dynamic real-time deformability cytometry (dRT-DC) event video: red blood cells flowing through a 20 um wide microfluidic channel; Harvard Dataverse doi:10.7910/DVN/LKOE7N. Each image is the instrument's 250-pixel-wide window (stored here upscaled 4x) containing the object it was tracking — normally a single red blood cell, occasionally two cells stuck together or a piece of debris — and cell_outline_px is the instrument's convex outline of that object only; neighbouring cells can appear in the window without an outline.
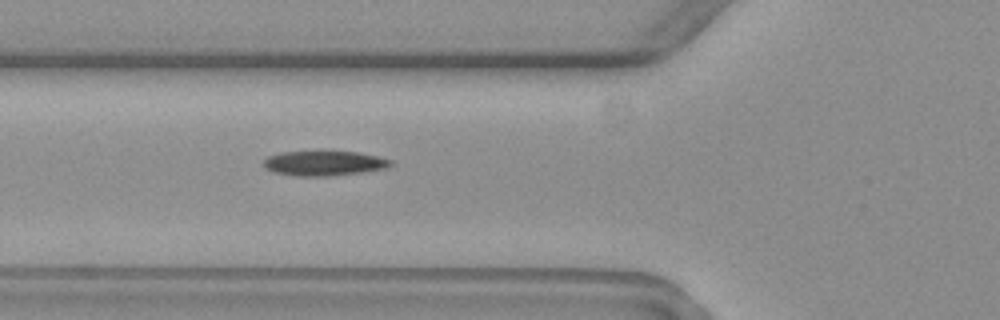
{"species": "common noctule bat (a hibernating species)", "species_latin": "Nyctalus noctula", "temperature_condition": "warm", "stored_images_in_passage": 6, "camera_frame_rate_fps": 3000, "um_per_image_px": 0.085, "animal": {"sex": "female", "body_mass_g": 19.3, "forearm_length_mm": 54.1}, "frame": {"image": 1, "passage_image": 6, "time_ms": 6.0, "image_size_px": [1000, 320], "cell_outline_px": [[392, 164], [384, 168], [360, 172], [328, 176], [296, 176], [272, 172], [264, 168], [264, 160], [268, 156], [280, 152], [324, 148], [356, 152], [376, 156], [392, 160]], "centroid_in_image_um": [27.46, 13.82], "position_along_channel_um": 98.3, "area_um2": 19.19}}